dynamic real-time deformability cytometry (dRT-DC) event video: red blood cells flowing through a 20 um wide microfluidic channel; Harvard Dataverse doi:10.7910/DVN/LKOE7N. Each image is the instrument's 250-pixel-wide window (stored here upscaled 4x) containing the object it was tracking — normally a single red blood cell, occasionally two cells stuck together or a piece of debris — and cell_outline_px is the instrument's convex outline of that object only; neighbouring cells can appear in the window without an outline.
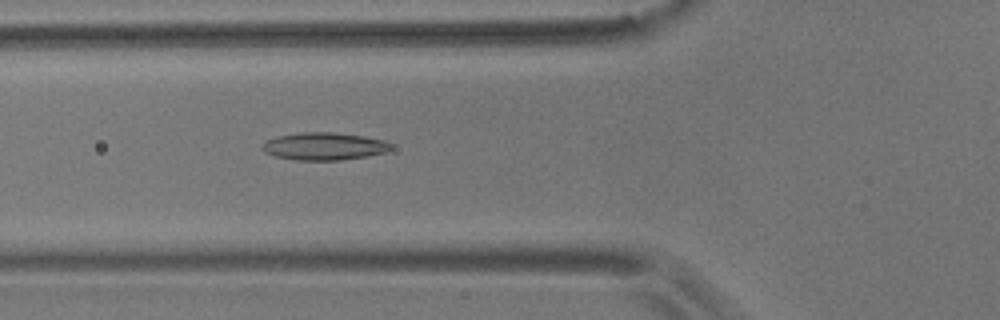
{"species": "common noctule bat (a hibernating species)", "species_latin": "Nyctalus noctula", "temperature_condition": "room temperature", "stored_images_in_passage": 2, "camera_frame_rate_fps": 3000, "um_per_image_px": 0.085, "animal": {"sex": "male", "body_mass_g": 17.9}, "frame": {"image": 1, "passage_image": 2, "time_ms": 1.0, "image_size_px": [1000, 320], "cell_outline_px": [[392, 148], [384, 152], [368, 156], [340, 160], [296, 160], [276, 156], [264, 152], [260, 148], [260, 144], [276, 136], [300, 132], [332, 132], [364, 136], [384, 140], [392, 144]], "centroid_in_image_um": [27.52, 12.43], "position_along_channel_um": 98.3, "area_um2": 20.75}}